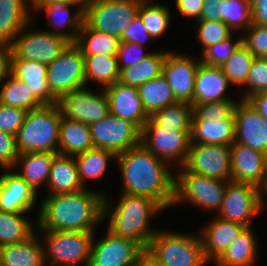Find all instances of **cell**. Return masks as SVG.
<instances>
[{
	"instance_id": "cell-37",
	"label": "cell",
	"mask_w": 267,
	"mask_h": 266,
	"mask_svg": "<svg viewBox=\"0 0 267 266\" xmlns=\"http://www.w3.org/2000/svg\"><path fill=\"white\" fill-rule=\"evenodd\" d=\"M116 154L110 150L93 147L86 152L75 155L79 178L84 187L86 181H93L105 174L109 162L116 160ZM110 160V161H109Z\"/></svg>"
},
{
	"instance_id": "cell-34",
	"label": "cell",
	"mask_w": 267,
	"mask_h": 266,
	"mask_svg": "<svg viewBox=\"0 0 267 266\" xmlns=\"http://www.w3.org/2000/svg\"><path fill=\"white\" fill-rule=\"evenodd\" d=\"M26 214L0 211V247L24 242L39 232L36 231L37 219L33 222Z\"/></svg>"
},
{
	"instance_id": "cell-41",
	"label": "cell",
	"mask_w": 267,
	"mask_h": 266,
	"mask_svg": "<svg viewBox=\"0 0 267 266\" xmlns=\"http://www.w3.org/2000/svg\"><path fill=\"white\" fill-rule=\"evenodd\" d=\"M158 125L178 131H191L193 106L190 103L177 102L150 116Z\"/></svg>"
},
{
	"instance_id": "cell-17",
	"label": "cell",
	"mask_w": 267,
	"mask_h": 266,
	"mask_svg": "<svg viewBox=\"0 0 267 266\" xmlns=\"http://www.w3.org/2000/svg\"><path fill=\"white\" fill-rule=\"evenodd\" d=\"M190 55L168 51L162 75L166 78L177 102L192 103L196 72L200 64Z\"/></svg>"
},
{
	"instance_id": "cell-28",
	"label": "cell",
	"mask_w": 267,
	"mask_h": 266,
	"mask_svg": "<svg viewBox=\"0 0 267 266\" xmlns=\"http://www.w3.org/2000/svg\"><path fill=\"white\" fill-rule=\"evenodd\" d=\"M234 113L220 121L192 120L191 144L230 146L235 141Z\"/></svg>"
},
{
	"instance_id": "cell-59",
	"label": "cell",
	"mask_w": 267,
	"mask_h": 266,
	"mask_svg": "<svg viewBox=\"0 0 267 266\" xmlns=\"http://www.w3.org/2000/svg\"><path fill=\"white\" fill-rule=\"evenodd\" d=\"M55 2H64L67 4H77V5H86L88 0H29L30 5H45L52 4Z\"/></svg>"
},
{
	"instance_id": "cell-58",
	"label": "cell",
	"mask_w": 267,
	"mask_h": 266,
	"mask_svg": "<svg viewBox=\"0 0 267 266\" xmlns=\"http://www.w3.org/2000/svg\"><path fill=\"white\" fill-rule=\"evenodd\" d=\"M138 266H164V265L158 262L155 258H153L146 250H144L138 259Z\"/></svg>"
},
{
	"instance_id": "cell-19",
	"label": "cell",
	"mask_w": 267,
	"mask_h": 266,
	"mask_svg": "<svg viewBox=\"0 0 267 266\" xmlns=\"http://www.w3.org/2000/svg\"><path fill=\"white\" fill-rule=\"evenodd\" d=\"M230 151L232 181L251 183L263 189L267 184V156L235 141Z\"/></svg>"
},
{
	"instance_id": "cell-60",
	"label": "cell",
	"mask_w": 267,
	"mask_h": 266,
	"mask_svg": "<svg viewBox=\"0 0 267 266\" xmlns=\"http://www.w3.org/2000/svg\"><path fill=\"white\" fill-rule=\"evenodd\" d=\"M262 195H263V207L264 209H267V198H264L267 196V184L266 186L262 189Z\"/></svg>"
},
{
	"instance_id": "cell-25",
	"label": "cell",
	"mask_w": 267,
	"mask_h": 266,
	"mask_svg": "<svg viewBox=\"0 0 267 266\" xmlns=\"http://www.w3.org/2000/svg\"><path fill=\"white\" fill-rule=\"evenodd\" d=\"M230 83L221 67L209 66L200 62L196 72L195 88L191 105L205 102L234 99L227 97Z\"/></svg>"
},
{
	"instance_id": "cell-15",
	"label": "cell",
	"mask_w": 267,
	"mask_h": 266,
	"mask_svg": "<svg viewBox=\"0 0 267 266\" xmlns=\"http://www.w3.org/2000/svg\"><path fill=\"white\" fill-rule=\"evenodd\" d=\"M100 90L95 93L85 87L62 96L57 104L62 116L88 125L106 117L110 113L109 100L104 89Z\"/></svg>"
},
{
	"instance_id": "cell-16",
	"label": "cell",
	"mask_w": 267,
	"mask_h": 266,
	"mask_svg": "<svg viewBox=\"0 0 267 266\" xmlns=\"http://www.w3.org/2000/svg\"><path fill=\"white\" fill-rule=\"evenodd\" d=\"M106 231L98 240L94 233L89 266H138L144 249L131 239L116 237Z\"/></svg>"
},
{
	"instance_id": "cell-30",
	"label": "cell",
	"mask_w": 267,
	"mask_h": 266,
	"mask_svg": "<svg viewBox=\"0 0 267 266\" xmlns=\"http://www.w3.org/2000/svg\"><path fill=\"white\" fill-rule=\"evenodd\" d=\"M55 155L49 152L19 153L13 169L20 167L21 171L16 173L39 194L38 187L47 185Z\"/></svg>"
},
{
	"instance_id": "cell-13",
	"label": "cell",
	"mask_w": 267,
	"mask_h": 266,
	"mask_svg": "<svg viewBox=\"0 0 267 266\" xmlns=\"http://www.w3.org/2000/svg\"><path fill=\"white\" fill-rule=\"evenodd\" d=\"M89 126L93 146L110 150L116 155L141 144V130L111 113Z\"/></svg>"
},
{
	"instance_id": "cell-14",
	"label": "cell",
	"mask_w": 267,
	"mask_h": 266,
	"mask_svg": "<svg viewBox=\"0 0 267 266\" xmlns=\"http://www.w3.org/2000/svg\"><path fill=\"white\" fill-rule=\"evenodd\" d=\"M183 167L188 172L227 182L232 181L230 146L191 144Z\"/></svg>"
},
{
	"instance_id": "cell-51",
	"label": "cell",
	"mask_w": 267,
	"mask_h": 266,
	"mask_svg": "<svg viewBox=\"0 0 267 266\" xmlns=\"http://www.w3.org/2000/svg\"><path fill=\"white\" fill-rule=\"evenodd\" d=\"M18 155L15 136L0 131V167L14 168Z\"/></svg>"
},
{
	"instance_id": "cell-44",
	"label": "cell",
	"mask_w": 267,
	"mask_h": 266,
	"mask_svg": "<svg viewBox=\"0 0 267 266\" xmlns=\"http://www.w3.org/2000/svg\"><path fill=\"white\" fill-rule=\"evenodd\" d=\"M239 100L228 99L193 105L192 120L220 121L230 117Z\"/></svg>"
},
{
	"instance_id": "cell-36",
	"label": "cell",
	"mask_w": 267,
	"mask_h": 266,
	"mask_svg": "<svg viewBox=\"0 0 267 266\" xmlns=\"http://www.w3.org/2000/svg\"><path fill=\"white\" fill-rule=\"evenodd\" d=\"M138 92L149 116L155 111L177 103L173 91L163 75L143 83L138 87Z\"/></svg>"
},
{
	"instance_id": "cell-18",
	"label": "cell",
	"mask_w": 267,
	"mask_h": 266,
	"mask_svg": "<svg viewBox=\"0 0 267 266\" xmlns=\"http://www.w3.org/2000/svg\"><path fill=\"white\" fill-rule=\"evenodd\" d=\"M235 142L267 156V120L247 100L237 103L235 111Z\"/></svg>"
},
{
	"instance_id": "cell-48",
	"label": "cell",
	"mask_w": 267,
	"mask_h": 266,
	"mask_svg": "<svg viewBox=\"0 0 267 266\" xmlns=\"http://www.w3.org/2000/svg\"><path fill=\"white\" fill-rule=\"evenodd\" d=\"M241 35L242 44L254 57L267 58V26L252 24Z\"/></svg>"
},
{
	"instance_id": "cell-43",
	"label": "cell",
	"mask_w": 267,
	"mask_h": 266,
	"mask_svg": "<svg viewBox=\"0 0 267 266\" xmlns=\"http://www.w3.org/2000/svg\"><path fill=\"white\" fill-rule=\"evenodd\" d=\"M221 21L242 34L252 25L250 0H223Z\"/></svg>"
},
{
	"instance_id": "cell-52",
	"label": "cell",
	"mask_w": 267,
	"mask_h": 266,
	"mask_svg": "<svg viewBox=\"0 0 267 266\" xmlns=\"http://www.w3.org/2000/svg\"><path fill=\"white\" fill-rule=\"evenodd\" d=\"M149 40L151 41L154 39L148 34L138 14L133 18L120 38L122 42L137 43L143 46H145V42Z\"/></svg>"
},
{
	"instance_id": "cell-31",
	"label": "cell",
	"mask_w": 267,
	"mask_h": 266,
	"mask_svg": "<svg viewBox=\"0 0 267 266\" xmlns=\"http://www.w3.org/2000/svg\"><path fill=\"white\" fill-rule=\"evenodd\" d=\"M258 238L252 227L245 228L214 262L216 266H254L258 256Z\"/></svg>"
},
{
	"instance_id": "cell-40",
	"label": "cell",
	"mask_w": 267,
	"mask_h": 266,
	"mask_svg": "<svg viewBox=\"0 0 267 266\" xmlns=\"http://www.w3.org/2000/svg\"><path fill=\"white\" fill-rule=\"evenodd\" d=\"M137 14L153 39L162 37L170 27L172 15L169 7L163 3L141 0Z\"/></svg>"
},
{
	"instance_id": "cell-12",
	"label": "cell",
	"mask_w": 267,
	"mask_h": 266,
	"mask_svg": "<svg viewBox=\"0 0 267 266\" xmlns=\"http://www.w3.org/2000/svg\"><path fill=\"white\" fill-rule=\"evenodd\" d=\"M47 80L50 92L57 100L72 91L85 88L84 56L74 43H70L47 65Z\"/></svg>"
},
{
	"instance_id": "cell-11",
	"label": "cell",
	"mask_w": 267,
	"mask_h": 266,
	"mask_svg": "<svg viewBox=\"0 0 267 266\" xmlns=\"http://www.w3.org/2000/svg\"><path fill=\"white\" fill-rule=\"evenodd\" d=\"M32 23L31 21L24 27L11 43V59L35 61L48 65L64 51L70 42L49 31L30 28Z\"/></svg>"
},
{
	"instance_id": "cell-4",
	"label": "cell",
	"mask_w": 267,
	"mask_h": 266,
	"mask_svg": "<svg viewBox=\"0 0 267 266\" xmlns=\"http://www.w3.org/2000/svg\"><path fill=\"white\" fill-rule=\"evenodd\" d=\"M61 117L57 104L27 111L24 123L15 136L18 153L58 154Z\"/></svg>"
},
{
	"instance_id": "cell-32",
	"label": "cell",
	"mask_w": 267,
	"mask_h": 266,
	"mask_svg": "<svg viewBox=\"0 0 267 266\" xmlns=\"http://www.w3.org/2000/svg\"><path fill=\"white\" fill-rule=\"evenodd\" d=\"M93 147L88 124L61 117L58 154L75 156Z\"/></svg>"
},
{
	"instance_id": "cell-1",
	"label": "cell",
	"mask_w": 267,
	"mask_h": 266,
	"mask_svg": "<svg viewBox=\"0 0 267 266\" xmlns=\"http://www.w3.org/2000/svg\"><path fill=\"white\" fill-rule=\"evenodd\" d=\"M120 168L121 193L144 196L156 201L164 210L173 207L175 173L173 165L156 157L142 144L116 156Z\"/></svg>"
},
{
	"instance_id": "cell-23",
	"label": "cell",
	"mask_w": 267,
	"mask_h": 266,
	"mask_svg": "<svg viewBox=\"0 0 267 266\" xmlns=\"http://www.w3.org/2000/svg\"><path fill=\"white\" fill-rule=\"evenodd\" d=\"M214 217L199 232L204 256L209 263L215 262L246 228L241 224Z\"/></svg>"
},
{
	"instance_id": "cell-55",
	"label": "cell",
	"mask_w": 267,
	"mask_h": 266,
	"mask_svg": "<svg viewBox=\"0 0 267 266\" xmlns=\"http://www.w3.org/2000/svg\"><path fill=\"white\" fill-rule=\"evenodd\" d=\"M11 44L0 42V84L10 75Z\"/></svg>"
},
{
	"instance_id": "cell-27",
	"label": "cell",
	"mask_w": 267,
	"mask_h": 266,
	"mask_svg": "<svg viewBox=\"0 0 267 266\" xmlns=\"http://www.w3.org/2000/svg\"><path fill=\"white\" fill-rule=\"evenodd\" d=\"M0 266H46L42 238L34 233L24 242L1 246Z\"/></svg>"
},
{
	"instance_id": "cell-49",
	"label": "cell",
	"mask_w": 267,
	"mask_h": 266,
	"mask_svg": "<svg viewBox=\"0 0 267 266\" xmlns=\"http://www.w3.org/2000/svg\"><path fill=\"white\" fill-rule=\"evenodd\" d=\"M26 114V110L0 103V131L16 136Z\"/></svg>"
},
{
	"instance_id": "cell-7",
	"label": "cell",
	"mask_w": 267,
	"mask_h": 266,
	"mask_svg": "<svg viewBox=\"0 0 267 266\" xmlns=\"http://www.w3.org/2000/svg\"><path fill=\"white\" fill-rule=\"evenodd\" d=\"M175 173L173 206L184 202L214 213L220 210L227 181L188 172L183 166Z\"/></svg>"
},
{
	"instance_id": "cell-33",
	"label": "cell",
	"mask_w": 267,
	"mask_h": 266,
	"mask_svg": "<svg viewBox=\"0 0 267 266\" xmlns=\"http://www.w3.org/2000/svg\"><path fill=\"white\" fill-rule=\"evenodd\" d=\"M167 53L168 50L152 51L142 61L121 69L118 82L138 88L143 83L161 76Z\"/></svg>"
},
{
	"instance_id": "cell-8",
	"label": "cell",
	"mask_w": 267,
	"mask_h": 266,
	"mask_svg": "<svg viewBox=\"0 0 267 266\" xmlns=\"http://www.w3.org/2000/svg\"><path fill=\"white\" fill-rule=\"evenodd\" d=\"M141 0H88L84 23L95 31L121 38L137 15Z\"/></svg>"
},
{
	"instance_id": "cell-24",
	"label": "cell",
	"mask_w": 267,
	"mask_h": 266,
	"mask_svg": "<svg viewBox=\"0 0 267 266\" xmlns=\"http://www.w3.org/2000/svg\"><path fill=\"white\" fill-rule=\"evenodd\" d=\"M10 74L25 83L43 105L58 104L51 94L47 80V65L22 59H11Z\"/></svg>"
},
{
	"instance_id": "cell-2",
	"label": "cell",
	"mask_w": 267,
	"mask_h": 266,
	"mask_svg": "<svg viewBox=\"0 0 267 266\" xmlns=\"http://www.w3.org/2000/svg\"><path fill=\"white\" fill-rule=\"evenodd\" d=\"M91 190L85 188L72 193L44 196L37 210L36 230L95 233L96 226L104 221L103 204L106 192Z\"/></svg>"
},
{
	"instance_id": "cell-3",
	"label": "cell",
	"mask_w": 267,
	"mask_h": 266,
	"mask_svg": "<svg viewBox=\"0 0 267 266\" xmlns=\"http://www.w3.org/2000/svg\"><path fill=\"white\" fill-rule=\"evenodd\" d=\"M105 194L103 219H108L107 230L116 237L128 238L144 250L158 232L150 227L151 219L164 209L154 200L120 193L118 202L111 201Z\"/></svg>"
},
{
	"instance_id": "cell-39",
	"label": "cell",
	"mask_w": 267,
	"mask_h": 266,
	"mask_svg": "<svg viewBox=\"0 0 267 266\" xmlns=\"http://www.w3.org/2000/svg\"><path fill=\"white\" fill-rule=\"evenodd\" d=\"M2 85V86H1ZM0 103L26 111L35 110L44 105L30 92L25 83L11 74L0 84Z\"/></svg>"
},
{
	"instance_id": "cell-45",
	"label": "cell",
	"mask_w": 267,
	"mask_h": 266,
	"mask_svg": "<svg viewBox=\"0 0 267 266\" xmlns=\"http://www.w3.org/2000/svg\"><path fill=\"white\" fill-rule=\"evenodd\" d=\"M198 28V41L203 45L202 52L233 35L232 29L221 20L218 21H196Z\"/></svg>"
},
{
	"instance_id": "cell-42",
	"label": "cell",
	"mask_w": 267,
	"mask_h": 266,
	"mask_svg": "<svg viewBox=\"0 0 267 266\" xmlns=\"http://www.w3.org/2000/svg\"><path fill=\"white\" fill-rule=\"evenodd\" d=\"M254 61L252 53L242 44L221 66L230 85H246L250 67Z\"/></svg>"
},
{
	"instance_id": "cell-53",
	"label": "cell",
	"mask_w": 267,
	"mask_h": 266,
	"mask_svg": "<svg viewBox=\"0 0 267 266\" xmlns=\"http://www.w3.org/2000/svg\"><path fill=\"white\" fill-rule=\"evenodd\" d=\"M203 4V0H175L178 13L188 20L193 18L194 22L200 20Z\"/></svg>"
},
{
	"instance_id": "cell-35",
	"label": "cell",
	"mask_w": 267,
	"mask_h": 266,
	"mask_svg": "<svg viewBox=\"0 0 267 266\" xmlns=\"http://www.w3.org/2000/svg\"><path fill=\"white\" fill-rule=\"evenodd\" d=\"M85 82H95L101 89L113 85L119 80L120 69L117 55H83ZM99 83V84H98Z\"/></svg>"
},
{
	"instance_id": "cell-10",
	"label": "cell",
	"mask_w": 267,
	"mask_h": 266,
	"mask_svg": "<svg viewBox=\"0 0 267 266\" xmlns=\"http://www.w3.org/2000/svg\"><path fill=\"white\" fill-rule=\"evenodd\" d=\"M263 210L261 188L251 183L229 181L222 206L215 216L247 228L252 227V219Z\"/></svg>"
},
{
	"instance_id": "cell-50",
	"label": "cell",
	"mask_w": 267,
	"mask_h": 266,
	"mask_svg": "<svg viewBox=\"0 0 267 266\" xmlns=\"http://www.w3.org/2000/svg\"><path fill=\"white\" fill-rule=\"evenodd\" d=\"M143 45L137 43L122 42L119 43V49L117 53L119 69L130 67L136 63L142 61L152 52L144 50ZM146 51V52H145Z\"/></svg>"
},
{
	"instance_id": "cell-38",
	"label": "cell",
	"mask_w": 267,
	"mask_h": 266,
	"mask_svg": "<svg viewBox=\"0 0 267 266\" xmlns=\"http://www.w3.org/2000/svg\"><path fill=\"white\" fill-rule=\"evenodd\" d=\"M119 43L118 37L90 29L84 23L74 44L82 55H117Z\"/></svg>"
},
{
	"instance_id": "cell-6",
	"label": "cell",
	"mask_w": 267,
	"mask_h": 266,
	"mask_svg": "<svg viewBox=\"0 0 267 266\" xmlns=\"http://www.w3.org/2000/svg\"><path fill=\"white\" fill-rule=\"evenodd\" d=\"M46 266H89L94 233L39 230ZM43 236V237H42Z\"/></svg>"
},
{
	"instance_id": "cell-21",
	"label": "cell",
	"mask_w": 267,
	"mask_h": 266,
	"mask_svg": "<svg viewBox=\"0 0 267 266\" xmlns=\"http://www.w3.org/2000/svg\"><path fill=\"white\" fill-rule=\"evenodd\" d=\"M109 100L110 113L135 124L140 130L150 116L145 111L137 87L120 82L104 88Z\"/></svg>"
},
{
	"instance_id": "cell-46",
	"label": "cell",
	"mask_w": 267,
	"mask_h": 266,
	"mask_svg": "<svg viewBox=\"0 0 267 266\" xmlns=\"http://www.w3.org/2000/svg\"><path fill=\"white\" fill-rule=\"evenodd\" d=\"M233 35L217 44L206 48L200 56V61L209 66L221 67L224 62L242 45V35L237 40L232 39ZM202 57V58H201Z\"/></svg>"
},
{
	"instance_id": "cell-26",
	"label": "cell",
	"mask_w": 267,
	"mask_h": 266,
	"mask_svg": "<svg viewBox=\"0 0 267 266\" xmlns=\"http://www.w3.org/2000/svg\"><path fill=\"white\" fill-rule=\"evenodd\" d=\"M46 188L49 190L48 195L72 193L88 188L81 183L74 156L56 154L53 157Z\"/></svg>"
},
{
	"instance_id": "cell-9",
	"label": "cell",
	"mask_w": 267,
	"mask_h": 266,
	"mask_svg": "<svg viewBox=\"0 0 267 266\" xmlns=\"http://www.w3.org/2000/svg\"><path fill=\"white\" fill-rule=\"evenodd\" d=\"M141 144L169 165L182 167L191 146V131L158 125L151 117L141 130Z\"/></svg>"
},
{
	"instance_id": "cell-5",
	"label": "cell",
	"mask_w": 267,
	"mask_h": 266,
	"mask_svg": "<svg viewBox=\"0 0 267 266\" xmlns=\"http://www.w3.org/2000/svg\"><path fill=\"white\" fill-rule=\"evenodd\" d=\"M159 229L146 251L164 266H206L199 233H179Z\"/></svg>"
},
{
	"instance_id": "cell-29",
	"label": "cell",
	"mask_w": 267,
	"mask_h": 266,
	"mask_svg": "<svg viewBox=\"0 0 267 266\" xmlns=\"http://www.w3.org/2000/svg\"><path fill=\"white\" fill-rule=\"evenodd\" d=\"M32 16L27 0H0V42L11 44Z\"/></svg>"
},
{
	"instance_id": "cell-57",
	"label": "cell",
	"mask_w": 267,
	"mask_h": 266,
	"mask_svg": "<svg viewBox=\"0 0 267 266\" xmlns=\"http://www.w3.org/2000/svg\"><path fill=\"white\" fill-rule=\"evenodd\" d=\"M247 101L267 120V91L257 93L249 97Z\"/></svg>"
},
{
	"instance_id": "cell-47",
	"label": "cell",
	"mask_w": 267,
	"mask_h": 266,
	"mask_svg": "<svg viewBox=\"0 0 267 266\" xmlns=\"http://www.w3.org/2000/svg\"><path fill=\"white\" fill-rule=\"evenodd\" d=\"M246 93L241 100H247L249 97L267 91V58L254 57L252 66L246 80Z\"/></svg>"
},
{
	"instance_id": "cell-22",
	"label": "cell",
	"mask_w": 267,
	"mask_h": 266,
	"mask_svg": "<svg viewBox=\"0 0 267 266\" xmlns=\"http://www.w3.org/2000/svg\"><path fill=\"white\" fill-rule=\"evenodd\" d=\"M0 175V211L27 213L33 208L38 194L13 168ZM12 171V172H11Z\"/></svg>"
},
{
	"instance_id": "cell-54",
	"label": "cell",
	"mask_w": 267,
	"mask_h": 266,
	"mask_svg": "<svg viewBox=\"0 0 267 266\" xmlns=\"http://www.w3.org/2000/svg\"><path fill=\"white\" fill-rule=\"evenodd\" d=\"M203 3L200 20L198 21L221 20L223 0H203Z\"/></svg>"
},
{
	"instance_id": "cell-56",
	"label": "cell",
	"mask_w": 267,
	"mask_h": 266,
	"mask_svg": "<svg viewBox=\"0 0 267 266\" xmlns=\"http://www.w3.org/2000/svg\"><path fill=\"white\" fill-rule=\"evenodd\" d=\"M252 24L267 26V0H250Z\"/></svg>"
},
{
	"instance_id": "cell-20",
	"label": "cell",
	"mask_w": 267,
	"mask_h": 266,
	"mask_svg": "<svg viewBox=\"0 0 267 266\" xmlns=\"http://www.w3.org/2000/svg\"><path fill=\"white\" fill-rule=\"evenodd\" d=\"M86 5L67 4L55 2L45 5H30L31 11L40 13L45 11L49 26L53 30H45L65 38L70 43H75L78 33L84 24V8ZM74 8L73 14L71 8Z\"/></svg>"
}]
</instances>
